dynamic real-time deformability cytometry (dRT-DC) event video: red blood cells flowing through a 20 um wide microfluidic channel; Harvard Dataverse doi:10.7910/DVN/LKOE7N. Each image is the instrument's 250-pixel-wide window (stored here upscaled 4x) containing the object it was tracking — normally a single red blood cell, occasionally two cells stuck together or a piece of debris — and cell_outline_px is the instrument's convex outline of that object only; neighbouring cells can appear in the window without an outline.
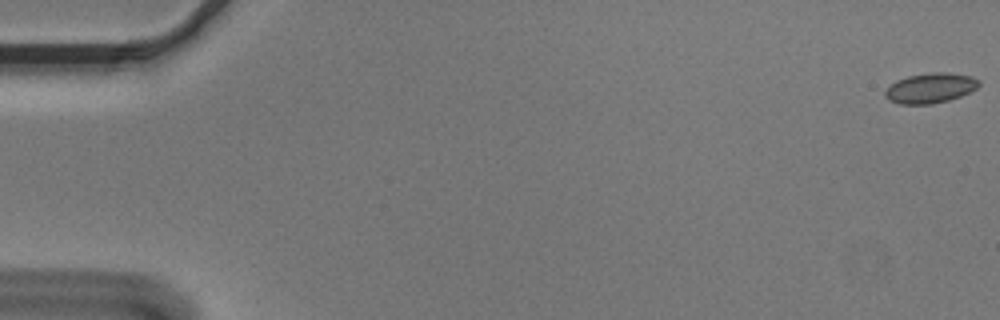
{"species": "Egyptian fruit bat (a non-hibernating species)", "species_latin": "Rousettus aegyptiacus", "temperature_condition": "cold", "stored_images_in_passage": 5, "camera_frame_rate_fps": 3000, "um_per_image_px": 0.085, "animal": {"sex": "male"}, "frame": {"image": 1, "passage_image": 1, "time_ms": 0.0, "image_size_px": [1000, 320], "cell_outline_px": [[980, 84], [976, 88], [960, 96], [948, 100], [932, 104], [900, 104], [888, 100], [884, 96], [884, 92], [896, 80], [908, 76], [932, 72], [948, 72], [972, 76], [980, 80]], "centroid_in_image_um": [79.08, 7.48], "position_along_channel_um": 5.9, "area_um2": 16.42}}
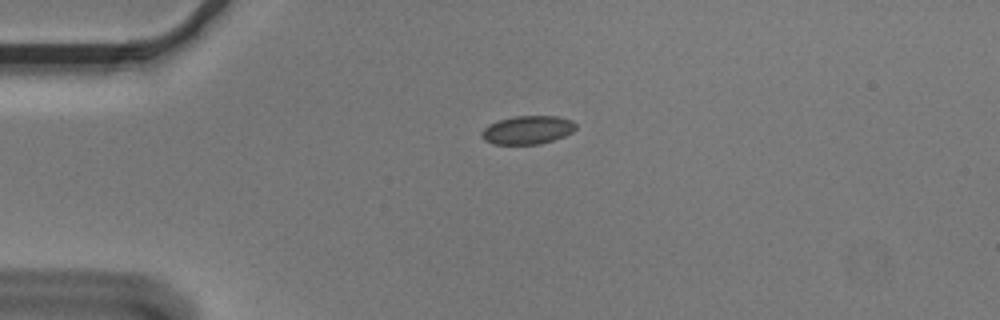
{"frame": {"image": 2, "passage_image": 4, "time_ms": 1.0, "image_size_px": [1000, 320], "cell_outline_px": [[576, 128], [572, 132], [564, 136], [540, 144], [492, 144], [484, 140], [480, 136], [480, 132], [488, 124], [500, 120], [516, 116], [556, 116], [572, 120], [576, 124]], "centroid_in_image_um": [44.82, 11.05], "position_along_channel_um": 40.2, "area_um2": 15.61}}